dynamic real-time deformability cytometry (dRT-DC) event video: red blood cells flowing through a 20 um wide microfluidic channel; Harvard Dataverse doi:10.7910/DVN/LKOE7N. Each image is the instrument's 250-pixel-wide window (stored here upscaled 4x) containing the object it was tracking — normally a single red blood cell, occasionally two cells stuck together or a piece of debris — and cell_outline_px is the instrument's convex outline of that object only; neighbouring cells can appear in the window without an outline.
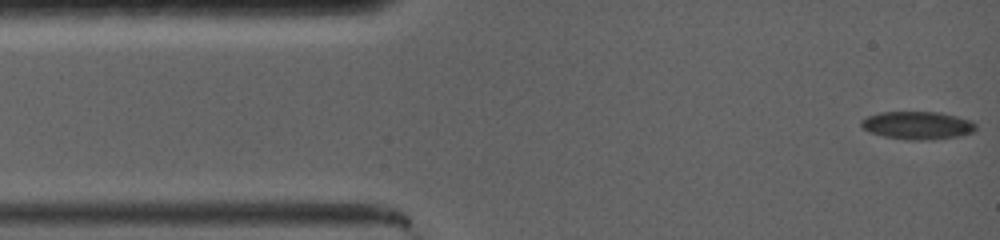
{"species": "common noctule bat (a hibernating species)", "species_latin": "Nyctalus noctula", "temperature_condition": "warm", "stored_images_in_passage": 10, "camera_frame_rate_fps": 5000, "um_per_image_px": 0.085, "animal": {"sex": "female", "body_mass_g": 19.0, "forearm_length_mm": 56.7}, "frame": {"image": 1, "passage_image": 1, "time_ms": 0.0, "image_size_px": [1000, 240], "cell_outline_px": [[976, 128], [972, 132], [960, 136], [924, 140], [908, 140], [884, 136], [872, 132], [864, 128], [860, 124], [860, 120], [868, 116], [880, 112], [940, 112], [972, 120], [976, 124]], "centroid_in_image_um": [78.01, 10.65], "position_along_channel_um": 7.0, "area_um2": 18.55}}